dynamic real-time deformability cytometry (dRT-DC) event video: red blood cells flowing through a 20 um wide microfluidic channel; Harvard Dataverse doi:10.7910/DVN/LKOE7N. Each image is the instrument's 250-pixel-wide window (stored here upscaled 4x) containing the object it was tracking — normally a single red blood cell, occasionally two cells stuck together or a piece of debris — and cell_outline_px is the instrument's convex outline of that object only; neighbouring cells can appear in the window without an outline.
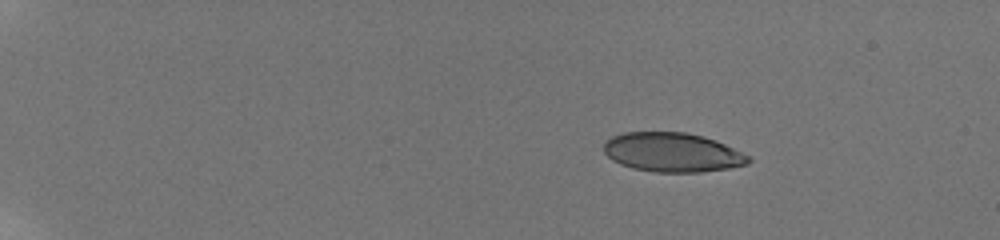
{"species": "human", "species_latin": "Homo sapiens", "temperature_condition": "room temperature", "stored_images_in_passage": 6, "camera_frame_rate_fps": 3000, "um_per_image_px": 0.085, "donor": {"sex": "male"}, "frame": {"image": 1, "passage_image": 1, "time_ms": 0.0, "image_size_px": [1000, 240], "cell_outline_px": [[752, 160], [748, 164], [728, 168], [700, 172], [656, 172], [632, 168], [620, 164], [612, 160], [604, 152], [604, 144], [612, 136], [624, 132], [684, 132], [704, 136], [724, 144], [752, 156]], "centroid_in_image_um": [57.17, 12.95], "position_along_channel_um": 27.8, "area_um2": 33.12}}
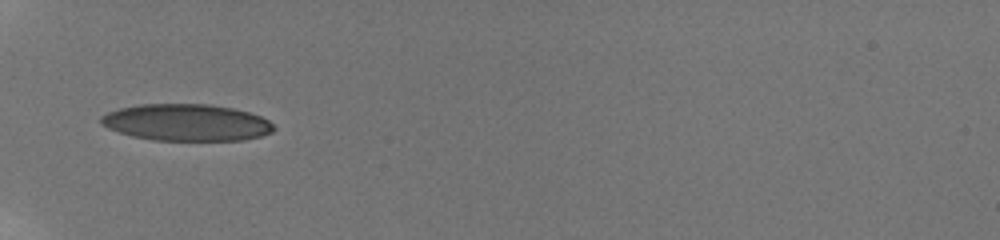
{"frame": {"image": 2, "passage_image": 5, "time_ms": 4.333, "image_size_px": [1000, 240], "cell_outline_px": [[276, 128], [272, 132], [260, 136], [244, 140], [152, 140], [132, 136], [108, 128], [100, 124], [100, 116], [108, 112], [120, 108], [140, 104], [208, 104], [232, 108], [248, 112], [260, 116], [268, 120]], "centroid_in_image_um": [15.84, 10.41], "position_along_channel_um": 69.2, "area_um2": 36.99}}